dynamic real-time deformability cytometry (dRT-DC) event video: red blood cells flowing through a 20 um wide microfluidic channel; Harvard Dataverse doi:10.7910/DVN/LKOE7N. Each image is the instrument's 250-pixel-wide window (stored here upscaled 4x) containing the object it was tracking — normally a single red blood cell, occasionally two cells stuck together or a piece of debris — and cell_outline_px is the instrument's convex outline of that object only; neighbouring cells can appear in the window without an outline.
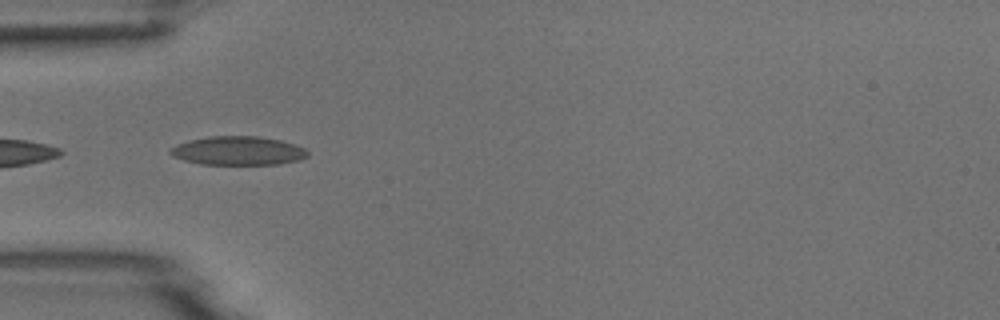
{"species": "common noctule bat (a hibernating species)", "species_latin": "Nyctalus noctula", "temperature_condition": "room temperature", "stored_images_in_passage": 21, "camera_frame_rate_fps": 3000, "um_per_image_px": 0.085, "animal": {"sex": "male", "body_mass_g": 18.8}, "frame": {"image": 1, "passage_image": 16, "time_ms": 5.0, "image_size_px": [1000, 320], "cell_outline_px": [[308, 156], [300, 160], [280, 164], [200, 164], [184, 160], [172, 156], [168, 152], [176, 144], [188, 140], [212, 136], [256, 136], [280, 140], [304, 148], [308, 152]], "centroid_in_image_um": [20.22, 12.81], "position_along_channel_um": 64.8, "area_um2": 22.95}}